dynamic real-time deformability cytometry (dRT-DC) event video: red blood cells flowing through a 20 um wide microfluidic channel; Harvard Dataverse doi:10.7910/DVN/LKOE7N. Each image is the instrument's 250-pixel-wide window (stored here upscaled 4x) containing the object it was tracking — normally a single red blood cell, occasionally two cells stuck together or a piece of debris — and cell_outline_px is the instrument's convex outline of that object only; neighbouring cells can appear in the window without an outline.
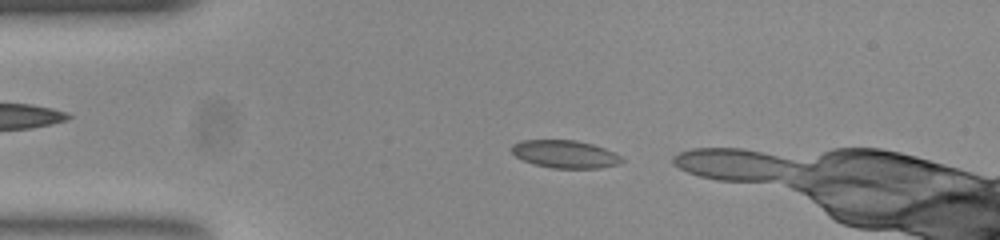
{"species": "common noctule bat (a hibernating species)", "species_latin": "Nyctalus noctula", "temperature_condition": "room temperature", "stored_images_in_passage": 8, "camera_frame_rate_fps": 3000, "um_per_image_px": 0.085, "animal": {"sex": "female", "body_mass_g": 23.0, "forearm_length_mm": 53.4}, "frame": {"image": 1, "passage_image": 1, "time_ms": 0.0, "image_size_px": [1000, 240], "cell_outline_px": [[624, 160], [616, 164], [600, 168], [552, 168], [536, 164], [524, 160], [516, 156], [512, 152], [512, 144], [520, 140], [576, 140], [592, 144], [616, 152]], "centroid_in_image_um": [48.03, 13.09], "position_along_channel_um": 37.0, "area_um2": 17.69}}
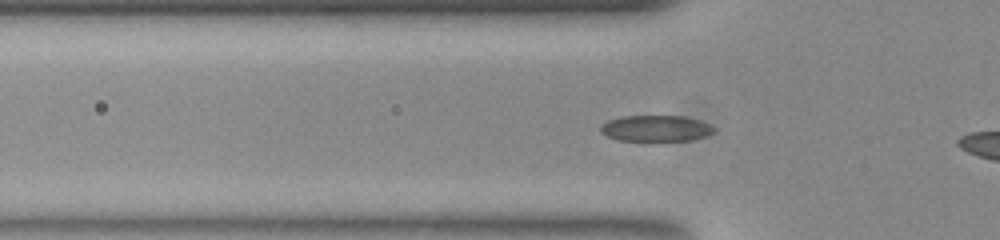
{"frame": {"image": 2, "passage_image": 6, "time_ms": 1.667, "image_size_px": [1000, 240], "cell_outline_px": [[716, 128], [712, 132], [704, 136], [688, 140], [620, 140], [608, 136], [600, 132], [600, 128], [608, 120], [620, 116], [684, 116], [700, 120]], "centroid_in_image_um": [55.73, 10.89], "position_along_channel_um": 70.1, "area_um2": 16.94}}